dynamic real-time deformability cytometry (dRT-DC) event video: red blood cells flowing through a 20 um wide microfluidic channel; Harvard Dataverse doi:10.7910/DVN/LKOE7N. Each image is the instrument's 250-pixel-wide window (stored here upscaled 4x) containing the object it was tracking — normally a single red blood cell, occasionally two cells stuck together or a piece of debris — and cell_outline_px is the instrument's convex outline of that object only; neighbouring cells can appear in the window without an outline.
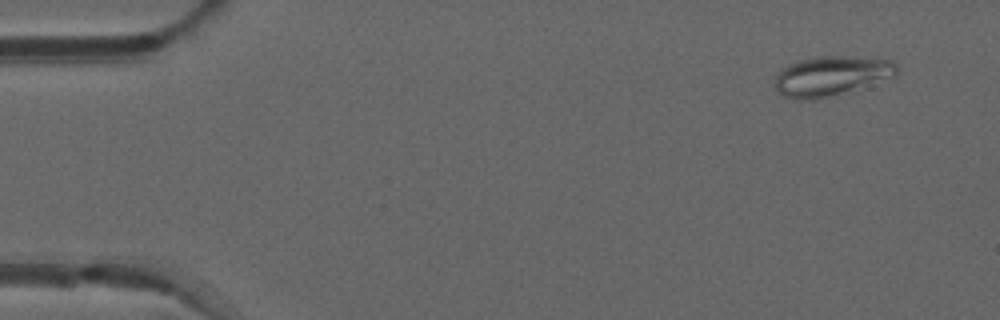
{"species": "common noctule bat (a hibernating species)", "species_latin": "Nyctalus noctula", "temperature_condition": "warm", "stored_images_in_passage": 50, "camera_frame_rate_fps": 3000, "um_per_image_px": 0.085, "animal": {"sex": "male", "forearm_length_mm": 52.5}, "frame": {"image": 1, "passage_image": 4, "time_ms": 1.0, "image_size_px": [1000, 320], "cell_outline_px": [[900, 68], [896, 76], [816, 100], [792, 100], [784, 96], [772, 84], [776, 76], [788, 64], [800, 60], [816, 56], [840, 56], [892, 60]], "centroid_in_image_um": [70.63, 6.46], "position_along_channel_um": 14.4, "area_um2": 28.09}}
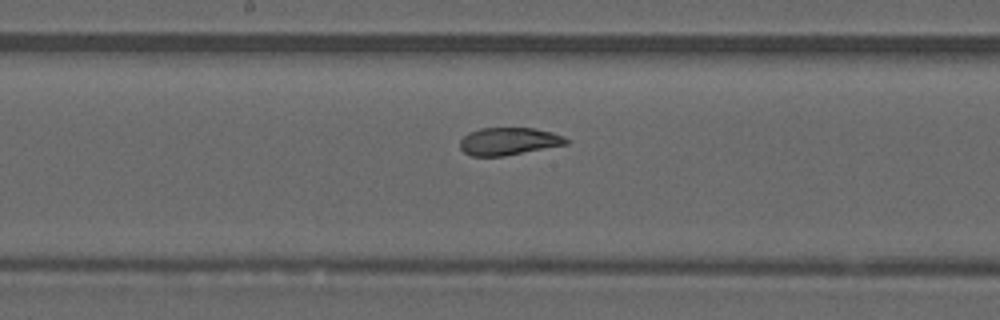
{"frame": {"image": 2, "passage_image": 27, "time_ms": 8.667, "image_size_px": [1000, 320], "cell_outline_px": [[568, 144], [504, 156], [472, 156], [464, 152], [460, 148], [460, 140], [468, 132], [480, 128], [532, 128], [552, 132], [564, 136], [568, 140]], "centroid_in_image_um": [43.23, 12.01], "position_along_channel_um": 205.0, "area_um2": 17.05}}
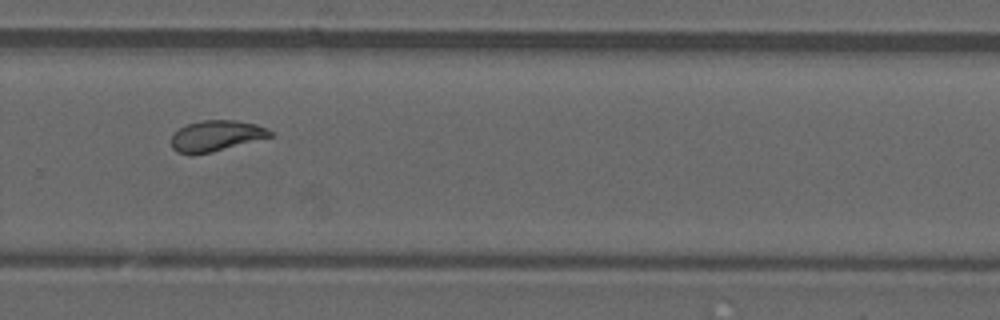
{"frame": {"image": 3, "passage_image": 35, "time_ms": 11.333, "image_size_px": [1000, 320], "cell_outline_px": [[272, 136], [212, 152], [176, 152], [172, 148], [172, 136], [180, 128], [188, 124], [200, 120], [236, 120], [256, 124], [272, 132]], "centroid_in_image_um": [18.38, 11.52], "position_along_channel_um": 311.4, "area_um2": 17.17}}